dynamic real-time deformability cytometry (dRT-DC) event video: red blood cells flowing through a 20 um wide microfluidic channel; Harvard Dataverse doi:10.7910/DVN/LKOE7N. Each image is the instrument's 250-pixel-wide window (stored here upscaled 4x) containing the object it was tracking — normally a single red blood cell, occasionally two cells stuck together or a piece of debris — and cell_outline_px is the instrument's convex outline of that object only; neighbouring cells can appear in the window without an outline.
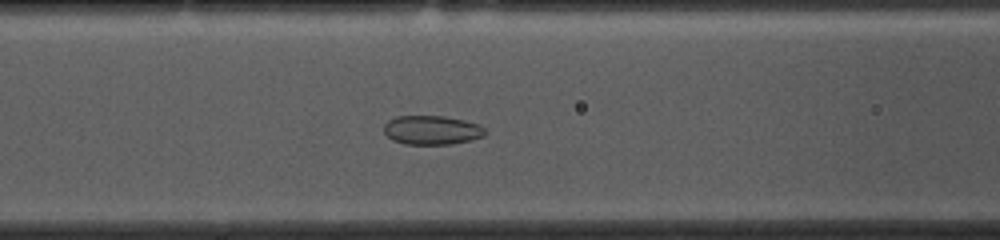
{"species": "common noctule bat (a hibernating species)", "species_latin": "Nyctalus noctula", "temperature_condition": "cold", "stored_images_in_passage": 47, "camera_frame_rate_fps": 3000, "um_per_image_px": 0.085, "animal": {"sex": "female", "body_mass_g": 10.0, "forearm_length_mm": 53.1}, "frame": {"image": 1, "passage_image": 14, "time_ms": 4.333, "image_size_px": [1000, 240], "cell_outline_px": [[488, 132], [484, 136], [452, 144], [404, 144], [392, 140], [384, 132], [384, 124], [388, 120], [396, 116], [444, 116], [464, 120], [480, 124]], "centroid_in_image_um": [36.71, 11.05], "position_along_channel_um": 129.9, "area_um2": 17.22}}
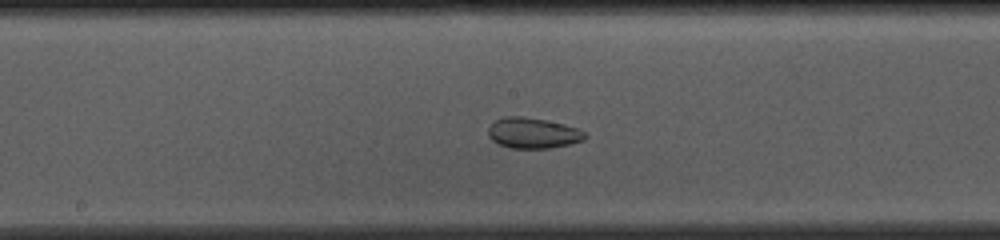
{"frame": {"image": 2, "passage_image": 20, "time_ms": 6.333, "image_size_px": [1000, 240], "cell_outline_px": [[588, 136], [584, 140], [552, 148], [508, 148], [492, 140], [488, 136], [488, 128], [496, 120], [504, 116], [520, 116], [544, 120], [564, 124], [580, 128]], "centroid_in_image_um": [45.31, 11.31], "position_along_channel_um": 202.9, "area_um2": 17.28}}
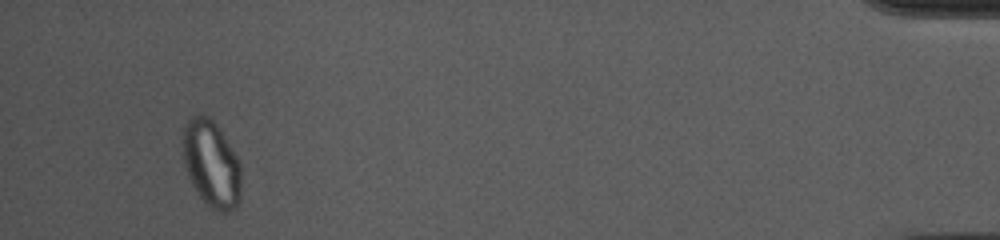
{"frame": {"image": 3, "passage_image": 44, "time_ms": 14.333, "image_size_px": [1000, 240], "cell_outline_px": [[240, 200], [236, 208], [228, 212], [220, 212], [212, 208], [200, 196], [192, 184], [188, 176], [184, 164], [184, 128], [188, 120], [192, 116], [208, 116], [216, 124], [236, 156], [240, 164]], "centroid_in_image_um": [17.98, 13.96], "position_along_channel_um": 417.2, "area_um2": 28.84}, "authors_computed_cell_mechanics": {"area_um2": 20.5768, "velocity_mm_per_s": 3.6493, "shape_relaxation_time_tau1_ms": null, "shape_relaxation_time_tau2_ms": 1.7081, "deformation_change_tau1": null, "deformation_change_tau2": 0.067}}